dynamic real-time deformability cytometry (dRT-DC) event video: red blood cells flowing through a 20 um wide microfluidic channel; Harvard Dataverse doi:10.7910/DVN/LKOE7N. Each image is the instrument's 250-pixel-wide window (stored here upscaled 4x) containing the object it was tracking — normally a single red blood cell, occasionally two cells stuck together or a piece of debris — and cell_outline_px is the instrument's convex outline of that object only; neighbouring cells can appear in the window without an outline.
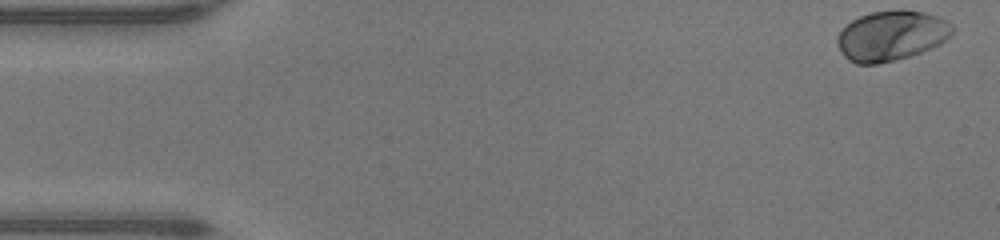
{"species": "human", "species_latin": "Homo sapiens", "temperature_condition": "warm", "stored_images_in_passage": 47, "camera_frame_rate_fps": 3000, "um_per_image_px": 0.085, "donor": {"sex": "male"}, "frame": {"image": 1, "passage_image": 1, "time_ms": 0.0, "image_size_px": [1000, 240], "cell_outline_px": [[956, 28], [952, 36], [940, 44], [932, 48], [908, 56], [876, 64], [856, 64], [848, 60], [844, 56], [836, 44], [836, 40], [840, 32], [852, 20], [860, 16], [872, 12], [924, 12], [936, 16], [952, 24]], "centroid_in_image_um": [75.78, 3.07], "position_along_channel_um": 9.2, "area_um2": 33.0}}
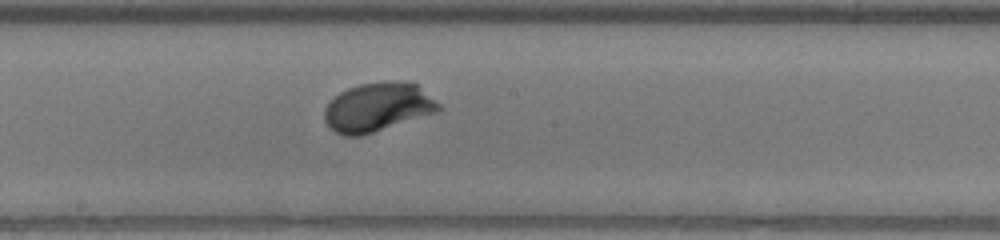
{"frame": {"image": 2, "passage_image": 25, "time_ms": 8.0, "image_size_px": [1000, 240], "cell_outline_px": [[440, 112], [360, 136], [344, 136], [328, 128], [324, 120], [324, 108], [340, 92], [348, 88], [360, 84], [416, 84], [440, 104]], "centroid_in_image_um": [32.07, 9.18], "position_along_channel_um": 216.1, "area_um2": 31.73}}
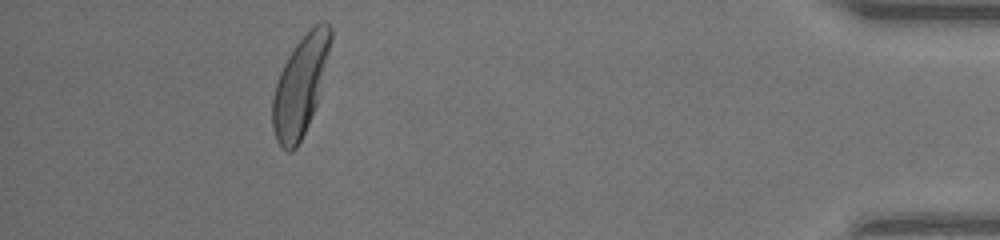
{"frame": {"image": 3, "passage_image": 43, "time_ms": 14.0, "image_size_px": [1000, 240], "cell_outline_px": [[332, 40], [316, 104], [308, 124], [296, 148], [292, 152], [288, 152], [280, 148], [276, 140], [272, 128], [272, 100], [276, 84], [280, 72], [288, 56], [296, 44], [316, 24], [324, 20], [332, 28]], "centroid_in_image_um": [25.51, 7.33], "position_along_channel_um": 409.7, "area_um2": 33.06}, "authors_computed_cell_mechanics": {"area_um2": 31.79, "velocity_mm_per_s": 4.3035, "shape_relaxation_time_tau1_ms": 1.6244, "shape_relaxation_time_tau2_ms": null, "deformation_change_tau1": 0.1516, "deformation_change_tau2": null}}